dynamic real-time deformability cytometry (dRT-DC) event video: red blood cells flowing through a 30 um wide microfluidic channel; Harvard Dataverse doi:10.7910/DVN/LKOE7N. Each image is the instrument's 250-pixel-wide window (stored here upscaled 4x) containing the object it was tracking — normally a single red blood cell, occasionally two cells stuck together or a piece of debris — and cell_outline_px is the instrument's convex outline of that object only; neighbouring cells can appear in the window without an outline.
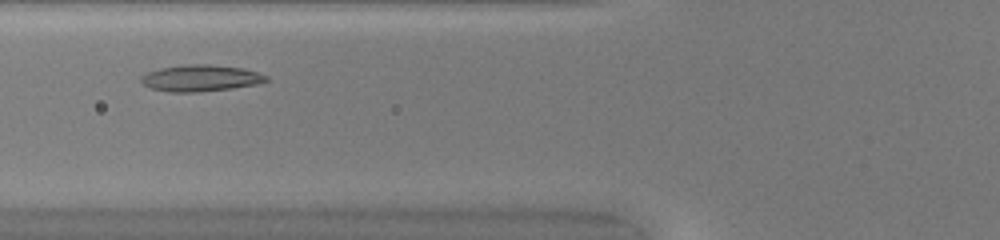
{"species": "common noctule bat (a hibernating species)", "species_latin": "Nyctalus noctula", "temperature_condition": "warm", "stored_images_in_passage": 29, "camera_frame_rate_fps": 3000, "um_per_image_px": 0.085, "animal": {"sex": "female", "body_mass_g": 20.0, "forearm_length_mm": 54.0}, "frame": {"image": 1, "passage_image": 7, "time_ms": 2.0, "image_size_px": [1000, 240], "cell_outline_px": [[268, 80], [256, 84], [232, 88], [200, 92], [168, 92], [148, 88], [140, 80], [140, 76], [148, 72], [160, 68], [184, 64], [208, 64], [240, 68], [256, 72], [268, 76]], "centroid_in_image_um": [16.99, 6.64], "position_along_channel_um": 108.8, "area_um2": 19.31}}
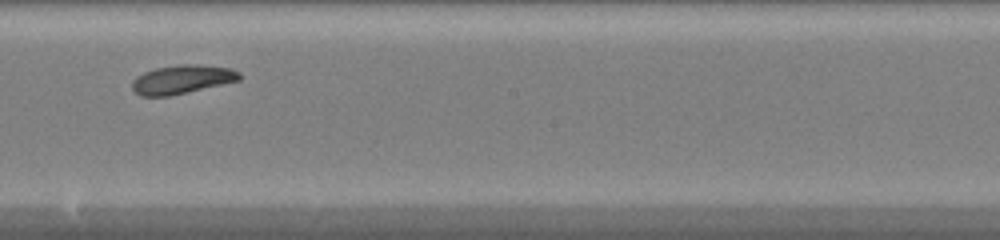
{"frame": {"image": 2, "passage_image": 16, "time_ms": 5.0, "image_size_px": [1000, 240], "cell_outline_px": [[240, 80], [168, 96], [140, 96], [132, 88], [132, 80], [136, 76], [144, 72], [156, 68], [180, 64], [200, 64], [232, 68], [240, 72]], "centroid_in_image_um": [15.47, 6.73], "position_along_channel_um": 232.7, "area_um2": 17.92}}
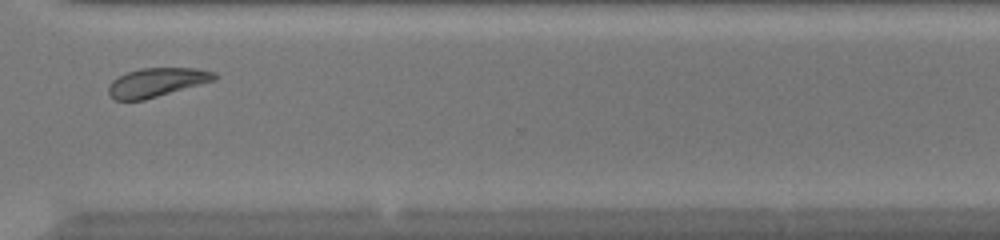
{"frame": {"image": 3, "passage_image": 25, "time_ms": 8.0, "image_size_px": [1000, 240], "cell_outline_px": [[216, 80], [144, 100], [116, 100], [108, 92], [108, 88], [112, 80], [128, 72], [140, 68], [196, 68], [216, 72]], "centroid_in_image_um": [13.34, 6.99], "position_along_channel_um": 357.3, "area_um2": 17.69}, "authors_computed_cell_mechanics": {"area_um2": 18.0336, "velocity_mm_per_s": 4.1438, "shape_relaxation_time_tau1_ms": 2.1484, "shape_relaxation_time_tau2_ms": 7.0312, "deformation_change_tau1": 0.0651, "deformation_change_tau2": 0.1378}}